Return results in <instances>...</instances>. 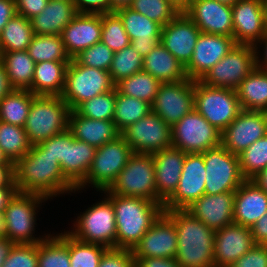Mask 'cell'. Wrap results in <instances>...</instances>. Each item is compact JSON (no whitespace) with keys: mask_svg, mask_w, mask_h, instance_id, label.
<instances>
[{"mask_svg":"<svg viewBox=\"0 0 267 267\" xmlns=\"http://www.w3.org/2000/svg\"><path fill=\"white\" fill-rule=\"evenodd\" d=\"M17 191L39 194L47 199L57 194L74 192L76 187L63 175L60 163L37 145L14 163Z\"/></svg>","mask_w":267,"mask_h":267,"instance_id":"obj_1","label":"cell"},{"mask_svg":"<svg viewBox=\"0 0 267 267\" xmlns=\"http://www.w3.org/2000/svg\"><path fill=\"white\" fill-rule=\"evenodd\" d=\"M177 231L175 259L182 267H214L215 230L185 209L164 210Z\"/></svg>","mask_w":267,"mask_h":267,"instance_id":"obj_2","label":"cell"},{"mask_svg":"<svg viewBox=\"0 0 267 267\" xmlns=\"http://www.w3.org/2000/svg\"><path fill=\"white\" fill-rule=\"evenodd\" d=\"M116 217V248L133 250L142 236L164 212L163 204L140 197H124L111 193Z\"/></svg>","mask_w":267,"mask_h":267,"instance_id":"obj_3","label":"cell"},{"mask_svg":"<svg viewBox=\"0 0 267 267\" xmlns=\"http://www.w3.org/2000/svg\"><path fill=\"white\" fill-rule=\"evenodd\" d=\"M71 109L61 96L36 95L24 126L32 145L68 130Z\"/></svg>","mask_w":267,"mask_h":267,"instance_id":"obj_4","label":"cell"},{"mask_svg":"<svg viewBox=\"0 0 267 267\" xmlns=\"http://www.w3.org/2000/svg\"><path fill=\"white\" fill-rule=\"evenodd\" d=\"M194 109L223 132L242 111L237 92L230 88L210 87L194 81Z\"/></svg>","mask_w":267,"mask_h":267,"instance_id":"obj_5","label":"cell"},{"mask_svg":"<svg viewBox=\"0 0 267 267\" xmlns=\"http://www.w3.org/2000/svg\"><path fill=\"white\" fill-rule=\"evenodd\" d=\"M113 89L115 83L109 71L80 65L75 59H71L61 98L73 111L86 100Z\"/></svg>","mask_w":267,"mask_h":267,"instance_id":"obj_6","label":"cell"},{"mask_svg":"<svg viewBox=\"0 0 267 267\" xmlns=\"http://www.w3.org/2000/svg\"><path fill=\"white\" fill-rule=\"evenodd\" d=\"M108 190L120 196L140 197L156 202L153 156L133 153Z\"/></svg>","mask_w":267,"mask_h":267,"instance_id":"obj_7","label":"cell"},{"mask_svg":"<svg viewBox=\"0 0 267 267\" xmlns=\"http://www.w3.org/2000/svg\"><path fill=\"white\" fill-rule=\"evenodd\" d=\"M45 200L47 198L39 194L19 191L14 194L3 212L6 237L10 241L15 244H34L44 240L33 237V232L36 224V209L40 202Z\"/></svg>","mask_w":267,"mask_h":267,"instance_id":"obj_8","label":"cell"},{"mask_svg":"<svg viewBox=\"0 0 267 267\" xmlns=\"http://www.w3.org/2000/svg\"><path fill=\"white\" fill-rule=\"evenodd\" d=\"M205 162V194L236 191L246 180L241 174L239 157L222 144L203 152Z\"/></svg>","mask_w":267,"mask_h":267,"instance_id":"obj_9","label":"cell"},{"mask_svg":"<svg viewBox=\"0 0 267 267\" xmlns=\"http://www.w3.org/2000/svg\"><path fill=\"white\" fill-rule=\"evenodd\" d=\"M91 206L77 218L76 229L68 233L86 243L116 248V217L112 201L107 197Z\"/></svg>","mask_w":267,"mask_h":267,"instance_id":"obj_10","label":"cell"},{"mask_svg":"<svg viewBox=\"0 0 267 267\" xmlns=\"http://www.w3.org/2000/svg\"><path fill=\"white\" fill-rule=\"evenodd\" d=\"M132 154V149L122 136L97 148L87 176L76 190L85 187L87 183L93 184L100 191L109 189Z\"/></svg>","mask_w":267,"mask_h":267,"instance_id":"obj_11","label":"cell"},{"mask_svg":"<svg viewBox=\"0 0 267 267\" xmlns=\"http://www.w3.org/2000/svg\"><path fill=\"white\" fill-rule=\"evenodd\" d=\"M255 68L256 53L254 46L236 44L200 81L210 87L236 90Z\"/></svg>","mask_w":267,"mask_h":267,"instance_id":"obj_12","label":"cell"},{"mask_svg":"<svg viewBox=\"0 0 267 267\" xmlns=\"http://www.w3.org/2000/svg\"><path fill=\"white\" fill-rule=\"evenodd\" d=\"M221 133L194 109L171 127L172 147L185 153H203L221 145Z\"/></svg>","mask_w":267,"mask_h":267,"instance_id":"obj_13","label":"cell"},{"mask_svg":"<svg viewBox=\"0 0 267 267\" xmlns=\"http://www.w3.org/2000/svg\"><path fill=\"white\" fill-rule=\"evenodd\" d=\"M133 153L154 154L172 147L171 127L153 111L121 132Z\"/></svg>","mask_w":267,"mask_h":267,"instance_id":"obj_14","label":"cell"},{"mask_svg":"<svg viewBox=\"0 0 267 267\" xmlns=\"http://www.w3.org/2000/svg\"><path fill=\"white\" fill-rule=\"evenodd\" d=\"M194 80L162 83L152 103V111L170 127L194 110Z\"/></svg>","mask_w":267,"mask_h":267,"instance_id":"obj_15","label":"cell"},{"mask_svg":"<svg viewBox=\"0 0 267 267\" xmlns=\"http://www.w3.org/2000/svg\"><path fill=\"white\" fill-rule=\"evenodd\" d=\"M205 162L202 153H186L179 184L163 203V210L185 209L205 194Z\"/></svg>","mask_w":267,"mask_h":267,"instance_id":"obj_16","label":"cell"},{"mask_svg":"<svg viewBox=\"0 0 267 267\" xmlns=\"http://www.w3.org/2000/svg\"><path fill=\"white\" fill-rule=\"evenodd\" d=\"M267 135V112L242 110L221 133V144L239 155L258 139Z\"/></svg>","mask_w":267,"mask_h":267,"instance_id":"obj_17","label":"cell"},{"mask_svg":"<svg viewBox=\"0 0 267 267\" xmlns=\"http://www.w3.org/2000/svg\"><path fill=\"white\" fill-rule=\"evenodd\" d=\"M235 45L233 37L201 32L192 58L185 66L187 78L201 80Z\"/></svg>","mask_w":267,"mask_h":267,"instance_id":"obj_18","label":"cell"},{"mask_svg":"<svg viewBox=\"0 0 267 267\" xmlns=\"http://www.w3.org/2000/svg\"><path fill=\"white\" fill-rule=\"evenodd\" d=\"M177 231L173 221L163 212L133 248V258H175Z\"/></svg>","mask_w":267,"mask_h":267,"instance_id":"obj_19","label":"cell"},{"mask_svg":"<svg viewBox=\"0 0 267 267\" xmlns=\"http://www.w3.org/2000/svg\"><path fill=\"white\" fill-rule=\"evenodd\" d=\"M200 33L186 13L180 12L162 26L160 43L185 67L192 58Z\"/></svg>","mask_w":267,"mask_h":267,"instance_id":"obj_20","label":"cell"},{"mask_svg":"<svg viewBox=\"0 0 267 267\" xmlns=\"http://www.w3.org/2000/svg\"><path fill=\"white\" fill-rule=\"evenodd\" d=\"M233 39L257 47L267 32L261 0H238L232 5Z\"/></svg>","mask_w":267,"mask_h":267,"instance_id":"obj_21","label":"cell"},{"mask_svg":"<svg viewBox=\"0 0 267 267\" xmlns=\"http://www.w3.org/2000/svg\"><path fill=\"white\" fill-rule=\"evenodd\" d=\"M255 246L251 228L231 223L215 232L214 267H230Z\"/></svg>","mask_w":267,"mask_h":267,"instance_id":"obj_22","label":"cell"},{"mask_svg":"<svg viewBox=\"0 0 267 267\" xmlns=\"http://www.w3.org/2000/svg\"><path fill=\"white\" fill-rule=\"evenodd\" d=\"M184 12L200 32L233 37L232 6L216 0H199Z\"/></svg>","mask_w":267,"mask_h":267,"instance_id":"obj_23","label":"cell"},{"mask_svg":"<svg viewBox=\"0 0 267 267\" xmlns=\"http://www.w3.org/2000/svg\"><path fill=\"white\" fill-rule=\"evenodd\" d=\"M101 35V14L78 13L60 36L66 53L74 59L84 49L101 42Z\"/></svg>","mask_w":267,"mask_h":267,"instance_id":"obj_24","label":"cell"},{"mask_svg":"<svg viewBox=\"0 0 267 267\" xmlns=\"http://www.w3.org/2000/svg\"><path fill=\"white\" fill-rule=\"evenodd\" d=\"M116 13L123 22L131 48L139 55L146 56L160 43L162 25L129 7L119 9Z\"/></svg>","mask_w":267,"mask_h":267,"instance_id":"obj_25","label":"cell"},{"mask_svg":"<svg viewBox=\"0 0 267 267\" xmlns=\"http://www.w3.org/2000/svg\"><path fill=\"white\" fill-rule=\"evenodd\" d=\"M235 191L221 194H203L185 210L212 230H219L233 223Z\"/></svg>","mask_w":267,"mask_h":267,"instance_id":"obj_26","label":"cell"},{"mask_svg":"<svg viewBox=\"0 0 267 267\" xmlns=\"http://www.w3.org/2000/svg\"><path fill=\"white\" fill-rule=\"evenodd\" d=\"M155 168L156 203H164L179 184L186 153L170 147L152 154Z\"/></svg>","mask_w":267,"mask_h":267,"instance_id":"obj_27","label":"cell"},{"mask_svg":"<svg viewBox=\"0 0 267 267\" xmlns=\"http://www.w3.org/2000/svg\"><path fill=\"white\" fill-rule=\"evenodd\" d=\"M267 212V193L246 179L235 191L233 222L251 228Z\"/></svg>","mask_w":267,"mask_h":267,"instance_id":"obj_28","label":"cell"},{"mask_svg":"<svg viewBox=\"0 0 267 267\" xmlns=\"http://www.w3.org/2000/svg\"><path fill=\"white\" fill-rule=\"evenodd\" d=\"M68 130L75 139L96 148L121 136L113 120H94L79 115L75 110L70 112Z\"/></svg>","mask_w":267,"mask_h":267,"instance_id":"obj_29","label":"cell"},{"mask_svg":"<svg viewBox=\"0 0 267 267\" xmlns=\"http://www.w3.org/2000/svg\"><path fill=\"white\" fill-rule=\"evenodd\" d=\"M97 148L77 140L66 130L65 159L60 165L63 175L77 188L86 178Z\"/></svg>","mask_w":267,"mask_h":267,"instance_id":"obj_30","label":"cell"},{"mask_svg":"<svg viewBox=\"0 0 267 267\" xmlns=\"http://www.w3.org/2000/svg\"><path fill=\"white\" fill-rule=\"evenodd\" d=\"M78 14L74 1H51L31 21L35 35H61L63 29Z\"/></svg>","mask_w":267,"mask_h":267,"instance_id":"obj_31","label":"cell"},{"mask_svg":"<svg viewBox=\"0 0 267 267\" xmlns=\"http://www.w3.org/2000/svg\"><path fill=\"white\" fill-rule=\"evenodd\" d=\"M142 70L161 83L187 79L185 67L161 43L143 57Z\"/></svg>","mask_w":267,"mask_h":267,"instance_id":"obj_32","label":"cell"},{"mask_svg":"<svg viewBox=\"0 0 267 267\" xmlns=\"http://www.w3.org/2000/svg\"><path fill=\"white\" fill-rule=\"evenodd\" d=\"M70 62L44 61L35 64L32 86L34 95L61 96Z\"/></svg>","mask_w":267,"mask_h":267,"instance_id":"obj_33","label":"cell"},{"mask_svg":"<svg viewBox=\"0 0 267 267\" xmlns=\"http://www.w3.org/2000/svg\"><path fill=\"white\" fill-rule=\"evenodd\" d=\"M236 92L242 110L267 112V70L256 67Z\"/></svg>","mask_w":267,"mask_h":267,"instance_id":"obj_34","label":"cell"},{"mask_svg":"<svg viewBox=\"0 0 267 267\" xmlns=\"http://www.w3.org/2000/svg\"><path fill=\"white\" fill-rule=\"evenodd\" d=\"M0 60L4 63L13 89L29 90L31 88L36 63L27 50L2 53Z\"/></svg>","mask_w":267,"mask_h":267,"instance_id":"obj_35","label":"cell"},{"mask_svg":"<svg viewBox=\"0 0 267 267\" xmlns=\"http://www.w3.org/2000/svg\"><path fill=\"white\" fill-rule=\"evenodd\" d=\"M34 35L31 21L16 14L0 34V55L5 52L27 50Z\"/></svg>","mask_w":267,"mask_h":267,"instance_id":"obj_36","label":"cell"},{"mask_svg":"<svg viewBox=\"0 0 267 267\" xmlns=\"http://www.w3.org/2000/svg\"><path fill=\"white\" fill-rule=\"evenodd\" d=\"M36 95L25 89H12L0 101V121L24 127Z\"/></svg>","mask_w":267,"mask_h":267,"instance_id":"obj_37","label":"cell"},{"mask_svg":"<svg viewBox=\"0 0 267 267\" xmlns=\"http://www.w3.org/2000/svg\"><path fill=\"white\" fill-rule=\"evenodd\" d=\"M38 267H71L69 233L48 236L38 242Z\"/></svg>","mask_w":267,"mask_h":267,"instance_id":"obj_38","label":"cell"},{"mask_svg":"<svg viewBox=\"0 0 267 267\" xmlns=\"http://www.w3.org/2000/svg\"><path fill=\"white\" fill-rule=\"evenodd\" d=\"M162 83L145 71H140L115 84L116 90L123 95L143 100L152 105Z\"/></svg>","mask_w":267,"mask_h":267,"instance_id":"obj_39","label":"cell"},{"mask_svg":"<svg viewBox=\"0 0 267 267\" xmlns=\"http://www.w3.org/2000/svg\"><path fill=\"white\" fill-rule=\"evenodd\" d=\"M27 52L35 63L44 61L71 62L60 35H34Z\"/></svg>","mask_w":267,"mask_h":267,"instance_id":"obj_40","label":"cell"},{"mask_svg":"<svg viewBox=\"0 0 267 267\" xmlns=\"http://www.w3.org/2000/svg\"><path fill=\"white\" fill-rule=\"evenodd\" d=\"M152 111V105L143 100L120 94L117 91L113 121L122 132Z\"/></svg>","mask_w":267,"mask_h":267,"instance_id":"obj_41","label":"cell"},{"mask_svg":"<svg viewBox=\"0 0 267 267\" xmlns=\"http://www.w3.org/2000/svg\"><path fill=\"white\" fill-rule=\"evenodd\" d=\"M0 148L15 163L30 151L32 144L24 127L0 121Z\"/></svg>","mask_w":267,"mask_h":267,"instance_id":"obj_42","label":"cell"},{"mask_svg":"<svg viewBox=\"0 0 267 267\" xmlns=\"http://www.w3.org/2000/svg\"><path fill=\"white\" fill-rule=\"evenodd\" d=\"M238 157L241 174L245 179H252L267 167V135L251 144Z\"/></svg>","mask_w":267,"mask_h":267,"instance_id":"obj_43","label":"cell"},{"mask_svg":"<svg viewBox=\"0 0 267 267\" xmlns=\"http://www.w3.org/2000/svg\"><path fill=\"white\" fill-rule=\"evenodd\" d=\"M101 42L114 53L130 45V39L124 29L123 22L116 12L101 14Z\"/></svg>","mask_w":267,"mask_h":267,"instance_id":"obj_44","label":"cell"},{"mask_svg":"<svg viewBox=\"0 0 267 267\" xmlns=\"http://www.w3.org/2000/svg\"><path fill=\"white\" fill-rule=\"evenodd\" d=\"M108 248L104 245L86 243L69 234V257L71 267H98Z\"/></svg>","mask_w":267,"mask_h":267,"instance_id":"obj_45","label":"cell"},{"mask_svg":"<svg viewBox=\"0 0 267 267\" xmlns=\"http://www.w3.org/2000/svg\"><path fill=\"white\" fill-rule=\"evenodd\" d=\"M116 88L97 95L90 100L81 103L75 111L81 115L94 120H113L115 103H116Z\"/></svg>","mask_w":267,"mask_h":267,"instance_id":"obj_46","label":"cell"},{"mask_svg":"<svg viewBox=\"0 0 267 267\" xmlns=\"http://www.w3.org/2000/svg\"><path fill=\"white\" fill-rule=\"evenodd\" d=\"M142 69L143 57L129 45L114 53L109 72L112 81L116 84L120 80L142 71Z\"/></svg>","mask_w":267,"mask_h":267,"instance_id":"obj_47","label":"cell"},{"mask_svg":"<svg viewBox=\"0 0 267 267\" xmlns=\"http://www.w3.org/2000/svg\"><path fill=\"white\" fill-rule=\"evenodd\" d=\"M129 8L162 26H165L181 12L168 0H133Z\"/></svg>","mask_w":267,"mask_h":267,"instance_id":"obj_48","label":"cell"},{"mask_svg":"<svg viewBox=\"0 0 267 267\" xmlns=\"http://www.w3.org/2000/svg\"><path fill=\"white\" fill-rule=\"evenodd\" d=\"M114 52L102 42L84 49L74 59L80 64L91 68L109 71Z\"/></svg>","mask_w":267,"mask_h":267,"instance_id":"obj_49","label":"cell"},{"mask_svg":"<svg viewBox=\"0 0 267 267\" xmlns=\"http://www.w3.org/2000/svg\"><path fill=\"white\" fill-rule=\"evenodd\" d=\"M2 267H38V243L15 244Z\"/></svg>","mask_w":267,"mask_h":267,"instance_id":"obj_50","label":"cell"},{"mask_svg":"<svg viewBox=\"0 0 267 267\" xmlns=\"http://www.w3.org/2000/svg\"><path fill=\"white\" fill-rule=\"evenodd\" d=\"M98 267H134L132 250L108 248L102 255Z\"/></svg>","mask_w":267,"mask_h":267,"instance_id":"obj_51","label":"cell"},{"mask_svg":"<svg viewBox=\"0 0 267 267\" xmlns=\"http://www.w3.org/2000/svg\"><path fill=\"white\" fill-rule=\"evenodd\" d=\"M230 267H267V245L255 244Z\"/></svg>","mask_w":267,"mask_h":267,"instance_id":"obj_52","label":"cell"},{"mask_svg":"<svg viewBox=\"0 0 267 267\" xmlns=\"http://www.w3.org/2000/svg\"><path fill=\"white\" fill-rule=\"evenodd\" d=\"M36 145L43 151H47V154L53 158H56L61 165L65 159L66 131Z\"/></svg>","mask_w":267,"mask_h":267,"instance_id":"obj_53","label":"cell"},{"mask_svg":"<svg viewBox=\"0 0 267 267\" xmlns=\"http://www.w3.org/2000/svg\"><path fill=\"white\" fill-rule=\"evenodd\" d=\"M48 2L49 0H15L17 14L30 20L39 15Z\"/></svg>","mask_w":267,"mask_h":267,"instance_id":"obj_54","label":"cell"},{"mask_svg":"<svg viewBox=\"0 0 267 267\" xmlns=\"http://www.w3.org/2000/svg\"><path fill=\"white\" fill-rule=\"evenodd\" d=\"M74 4L78 13L103 14L111 12L108 0H74Z\"/></svg>","mask_w":267,"mask_h":267,"instance_id":"obj_55","label":"cell"},{"mask_svg":"<svg viewBox=\"0 0 267 267\" xmlns=\"http://www.w3.org/2000/svg\"><path fill=\"white\" fill-rule=\"evenodd\" d=\"M134 267H182L175 258L147 257L134 259Z\"/></svg>","mask_w":267,"mask_h":267,"instance_id":"obj_56","label":"cell"},{"mask_svg":"<svg viewBox=\"0 0 267 267\" xmlns=\"http://www.w3.org/2000/svg\"><path fill=\"white\" fill-rule=\"evenodd\" d=\"M255 244L267 245V212L251 227Z\"/></svg>","mask_w":267,"mask_h":267,"instance_id":"obj_57","label":"cell"},{"mask_svg":"<svg viewBox=\"0 0 267 267\" xmlns=\"http://www.w3.org/2000/svg\"><path fill=\"white\" fill-rule=\"evenodd\" d=\"M16 14L15 0H0V34L8 21Z\"/></svg>","mask_w":267,"mask_h":267,"instance_id":"obj_58","label":"cell"},{"mask_svg":"<svg viewBox=\"0 0 267 267\" xmlns=\"http://www.w3.org/2000/svg\"><path fill=\"white\" fill-rule=\"evenodd\" d=\"M0 188H16L14 164H0Z\"/></svg>","mask_w":267,"mask_h":267,"instance_id":"obj_59","label":"cell"},{"mask_svg":"<svg viewBox=\"0 0 267 267\" xmlns=\"http://www.w3.org/2000/svg\"><path fill=\"white\" fill-rule=\"evenodd\" d=\"M4 63L0 60V101L12 90Z\"/></svg>","mask_w":267,"mask_h":267,"instance_id":"obj_60","label":"cell"},{"mask_svg":"<svg viewBox=\"0 0 267 267\" xmlns=\"http://www.w3.org/2000/svg\"><path fill=\"white\" fill-rule=\"evenodd\" d=\"M14 245L15 243L10 241L6 236L0 238V267L5 263Z\"/></svg>","mask_w":267,"mask_h":267,"instance_id":"obj_61","label":"cell"},{"mask_svg":"<svg viewBox=\"0 0 267 267\" xmlns=\"http://www.w3.org/2000/svg\"><path fill=\"white\" fill-rule=\"evenodd\" d=\"M17 188H0V213H3Z\"/></svg>","mask_w":267,"mask_h":267,"instance_id":"obj_62","label":"cell"},{"mask_svg":"<svg viewBox=\"0 0 267 267\" xmlns=\"http://www.w3.org/2000/svg\"><path fill=\"white\" fill-rule=\"evenodd\" d=\"M257 43L258 44L261 43V44H263L265 46L264 50H263L264 51L263 55H265V56H263L264 58H260V59H263L261 61V64H260V59H259V56H258L259 52H257L258 47H254L255 48V53H256V67L258 69L267 70V32L265 33V35Z\"/></svg>","mask_w":267,"mask_h":267,"instance_id":"obj_63","label":"cell"},{"mask_svg":"<svg viewBox=\"0 0 267 267\" xmlns=\"http://www.w3.org/2000/svg\"><path fill=\"white\" fill-rule=\"evenodd\" d=\"M251 180L267 193V167L261 170Z\"/></svg>","mask_w":267,"mask_h":267,"instance_id":"obj_64","label":"cell"},{"mask_svg":"<svg viewBox=\"0 0 267 267\" xmlns=\"http://www.w3.org/2000/svg\"><path fill=\"white\" fill-rule=\"evenodd\" d=\"M132 1L133 0H108L111 12H116L119 9L129 7Z\"/></svg>","mask_w":267,"mask_h":267,"instance_id":"obj_65","label":"cell"},{"mask_svg":"<svg viewBox=\"0 0 267 267\" xmlns=\"http://www.w3.org/2000/svg\"><path fill=\"white\" fill-rule=\"evenodd\" d=\"M181 12H184L188 8V0H168Z\"/></svg>","mask_w":267,"mask_h":267,"instance_id":"obj_66","label":"cell"},{"mask_svg":"<svg viewBox=\"0 0 267 267\" xmlns=\"http://www.w3.org/2000/svg\"><path fill=\"white\" fill-rule=\"evenodd\" d=\"M6 236V222L3 213H0V238Z\"/></svg>","mask_w":267,"mask_h":267,"instance_id":"obj_67","label":"cell"},{"mask_svg":"<svg viewBox=\"0 0 267 267\" xmlns=\"http://www.w3.org/2000/svg\"><path fill=\"white\" fill-rule=\"evenodd\" d=\"M0 164H14L11 162L6 155L3 153L2 149L0 148Z\"/></svg>","mask_w":267,"mask_h":267,"instance_id":"obj_68","label":"cell"},{"mask_svg":"<svg viewBox=\"0 0 267 267\" xmlns=\"http://www.w3.org/2000/svg\"><path fill=\"white\" fill-rule=\"evenodd\" d=\"M263 6V13H264V22L267 29V0H261Z\"/></svg>","mask_w":267,"mask_h":267,"instance_id":"obj_69","label":"cell"},{"mask_svg":"<svg viewBox=\"0 0 267 267\" xmlns=\"http://www.w3.org/2000/svg\"><path fill=\"white\" fill-rule=\"evenodd\" d=\"M222 4H226L229 6H232L235 2H237L238 0H216Z\"/></svg>","mask_w":267,"mask_h":267,"instance_id":"obj_70","label":"cell"},{"mask_svg":"<svg viewBox=\"0 0 267 267\" xmlns=\"http://www.w3.org/2000/svg\"><path fill=\"white\" fill-rule=\"evenodd\" d=\"M196 1H199V0H188V6H189L192 2H196Z\"/></svg>","mask_w":267,"mask_h":267,"instance_id":"obj_71","label":"cell"},{"mask_svg":"<svg viewBox=\"0 0 267 267\" xmlns=\"http://www.w3.org/2000/svg\"><path fill=\"white\" fill-rule=\"evenodd\" d=\"M51 1H58V0H51ZM59 1H74V0H59Z\"/></svg>","mask_w":267,"mask_h":267,"instance_id":"obj_72","label":"cell"}]
</instances>
